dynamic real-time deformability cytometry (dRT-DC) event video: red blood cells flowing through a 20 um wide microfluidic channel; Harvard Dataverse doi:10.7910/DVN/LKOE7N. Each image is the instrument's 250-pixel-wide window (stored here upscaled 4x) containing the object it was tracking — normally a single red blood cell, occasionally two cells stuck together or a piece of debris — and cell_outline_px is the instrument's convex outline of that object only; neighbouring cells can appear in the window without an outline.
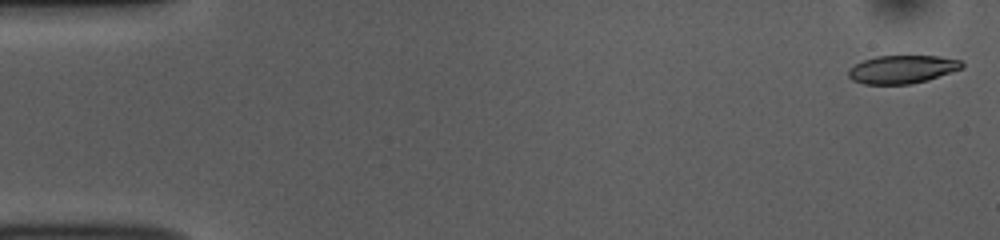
{"species": "common noctule bat (a hibernating species)", "species_latin": "Nyctalus noctula", "temperature_condition": "room temperature", "stored_images_in_passage": 52, "camera_frame_rate_fps": 3000, "um_per_image_px": 0.085, "animal": {"sex": "female", "body_mass_g": 10.0, "forearm_length_mm": 53.1}, "frame": {"image": 1, "passage_image": 1, "time_ms": 0.0, "image_size_px": [1000, 240], "cell_outline_px": [[964, 68], [928, 80], [912, 84], [864, 84], [852, 80], [848, 76], [848, 68], [864, 60], [876, 56], [936, 56], [960, 60], [964, 64]], "centroid_in_image_um": [76.69, 5.9], "position_along_channel_um": 8.3, "area_um2": 18.67}}
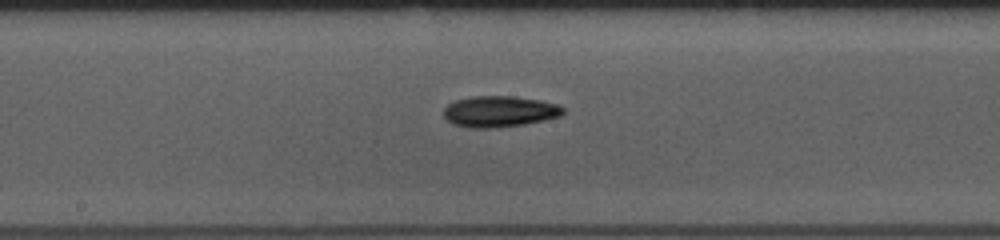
{"frame": {"image": 2, "passage_image": 27, "time_ms": 8.667, "image_size_px": [1000, 240], "cell_outline_px": [[564, 112], [560, 116], [544, 120], [524, 124], [488, 128], [468, 128], [452, 124], [444, 116], [444, 108], [448, 104], [456, 100], [472, 96], [512, 96], [540, 100], [560, 104], [564, 108]], "centroid_in_image_um": [42.46, 9.47], "position_along_channel_um": 205.7, "area_um2": 21.68}}
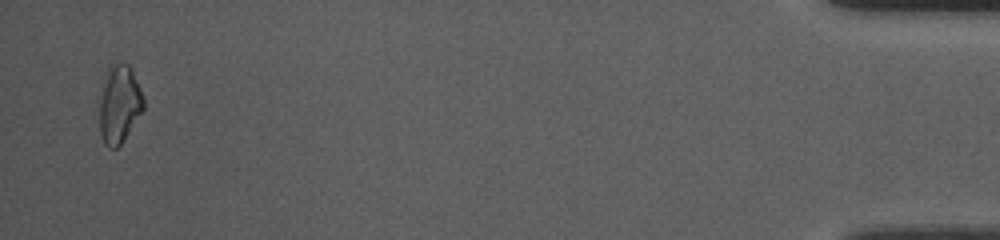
{"frame": {"image": 3, "passage_image": 51, "time_ms": 16.667, "image_size_px": [1000, 240], "cell_outline_px": [[144, 108], [124, 140], [116, 148], [108, 148], [104, 144], [100, 132], [100, 104], [108, 64], [128, 64], [144, 96]], "centroid_in_image_um": [10.15, 8.89], "position_along_channel_um": 425.0, "area_um2": 19.65}, "authors_computed_cell_mechanics": {"area_um2": 20.1144, "velocity_mm_per_s": 3.8069, "shape_relaxation_time_tau1_ms": 2.8251, "shape_relaxation_time_tau2_ms": null, "deformation_change_tau1": 0.1204, "deformation_change_tau2": null}}